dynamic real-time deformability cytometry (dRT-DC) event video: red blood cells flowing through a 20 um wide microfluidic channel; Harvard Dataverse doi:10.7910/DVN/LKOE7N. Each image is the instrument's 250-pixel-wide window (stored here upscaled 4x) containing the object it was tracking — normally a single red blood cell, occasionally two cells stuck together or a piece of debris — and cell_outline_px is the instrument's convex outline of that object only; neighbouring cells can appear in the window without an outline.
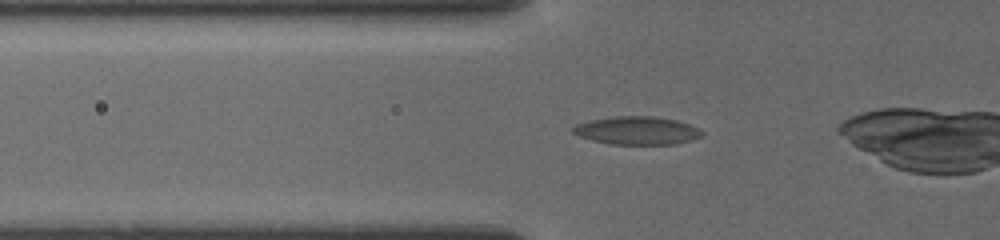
{"species": "common noctule bat (a hibernating species)", "species_latin": "Nyctalus noctula", "temperature_condition": "cold", "stored_images_in_passage": 11, "camera_frame_rate_fps": 3000, "um_per_image_px": 0.085, "animal": {"sex": "female", "body_mass_g": 19.5, "forearm_length_mm": 54.1}, "frame": {"image": 1, "passage_image": 2, "time_ms": 0.333, "image_size_px": [1000, 240], "cell_outline_px": [[704, 136], [692, 140], [676, 144], [608, 144], [592, 140], [580, 136], [572, 132], [572, 128], [576, 124], [588, 120], [616, 116], [652, 116], [676, 120], [700, 128], [704, 132]], "centroid_in_image_um": [54.17, 11.1], "position_along_channel_um": 71.6, "area_um2": 21.27}}